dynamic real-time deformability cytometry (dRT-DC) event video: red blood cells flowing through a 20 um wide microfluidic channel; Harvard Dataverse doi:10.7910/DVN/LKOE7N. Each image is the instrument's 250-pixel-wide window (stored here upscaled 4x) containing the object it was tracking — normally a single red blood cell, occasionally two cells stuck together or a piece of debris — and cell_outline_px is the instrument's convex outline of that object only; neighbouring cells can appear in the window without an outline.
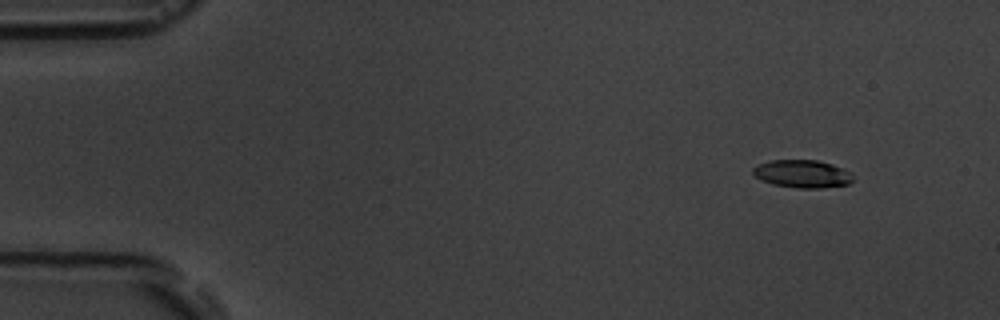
{"species": "common noctule bat (a hibernating species)", "species_latin": "Nyctalus noctula", "temperature_condition": "room temperature", "stored_images_in_passage": 6, "segment_of_instrument_passage": [1, 2], "camera_frame_rate_fps": 3000, "um_per_image_px": 0.085, "animal": {"sex": "male", "body_mass_g": 19.5, "forearm_length_mm": 54.6}, "frame": {"image": 1, "passage_image": 2, "time_ms": 1.333, "image_size_px": [1000, 320], "cell_outline_px": [[852, 180], [848, 184], [820, 188], [796, 188], [772, 184], [760, 180], [752, 172], [752, 168], [756, 164], [772, 160], [816, 160], [832, 164], [844, 168], [852, 172]], "centroid_in_image_um": [68.18, 14.77], "position_along_channel_um": 16.8, "area_um2": 16.36}}
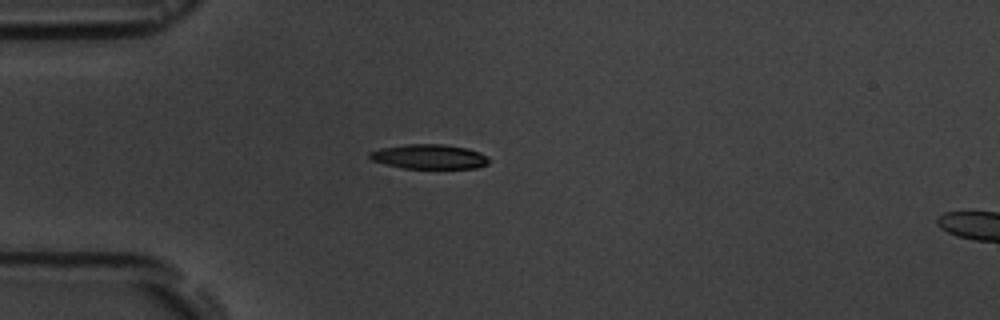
{"frame": {"image": 2, "passage_image": 5, "time_ms": 4.667, "image_size_px": [1000, 320], "cell_outline_px": [[488, 164], [476, 168], [404, 168], [384, 164], [372, 160], [368, 156], [368, 152], [380, 148], [404, 144], [440, 144], [468, 148], [480, 152], [488, 156]], "centroid_in_image_um": [36.47, 13.31], "position_along_channel_um": 48.5, "area_um2": 17.17}}